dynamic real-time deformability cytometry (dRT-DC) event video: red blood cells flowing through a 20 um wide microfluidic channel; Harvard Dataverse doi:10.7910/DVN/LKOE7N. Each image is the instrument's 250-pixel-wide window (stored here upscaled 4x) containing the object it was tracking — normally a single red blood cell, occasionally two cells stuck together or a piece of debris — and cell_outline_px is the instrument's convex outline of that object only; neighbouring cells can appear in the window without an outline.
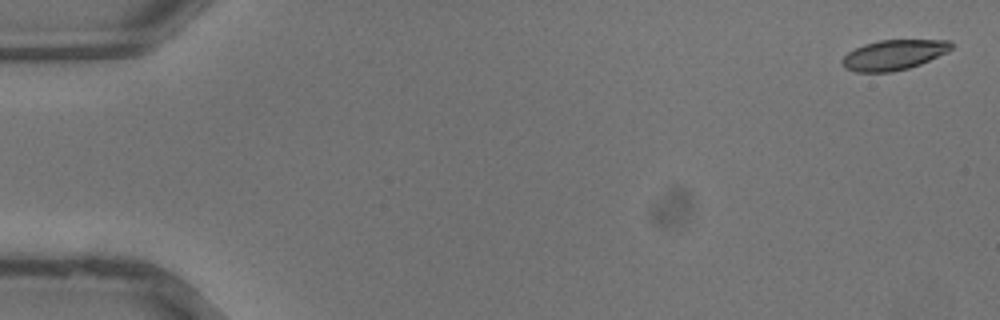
{"species": "common noctule bat (a hibernating species)", "species_latin": "Nyctalus noctula", "temperature_condition": "warm", "stored_images_in_passage": 35, "camera_frame_rate_fps": 3000, "um_per_image_px": 0.085, "animal": {"sex": "male", "body_mass_g": 13.3}, "frame": {"image": 1, "passage_image": 1, "time_ms": 0.0, "image_size_px": [1000, 320], "cell_outline_px": [[952, 48], [948, 52], [920, 64], [908, 68], [892, 72], [856, 72], [844, 68], [840, 64], [840, 60], [848, 52], [864, 44], [880, 40], [952, 40]], "centroid_in_image_um": [75.95, 4.67], "position_along_channel_um": 9.1, "area_um2": 19.25}}
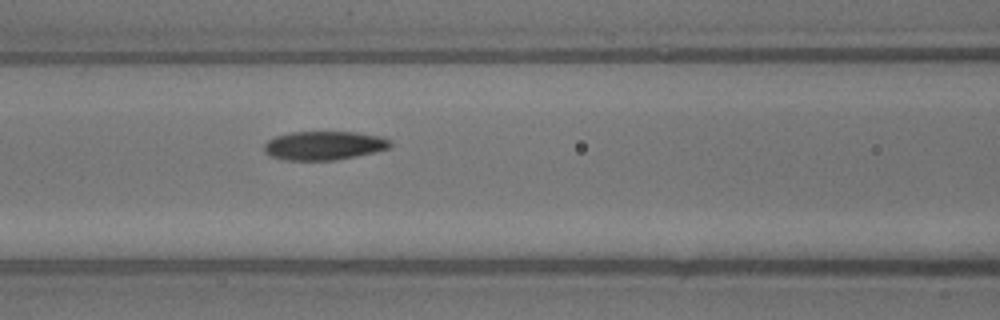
{"frame": {"image": 2, "passage_image": 16, "time_ms": 5.0, "image_size_px": [1000, 320], "cell_outline_px": [[392, 144], [388, 148], [356, 156], [332, 160], [284, 160], [272, 156], [264, 152], [264, 144], [268, 140], [276, 136], [292, 132], [356, 132], [380, 136], [392, 140]], "centroid_in_image_um": [27.53, 12.36], "position_along_channel_um": 139.1, "area_um2": 21.04}}
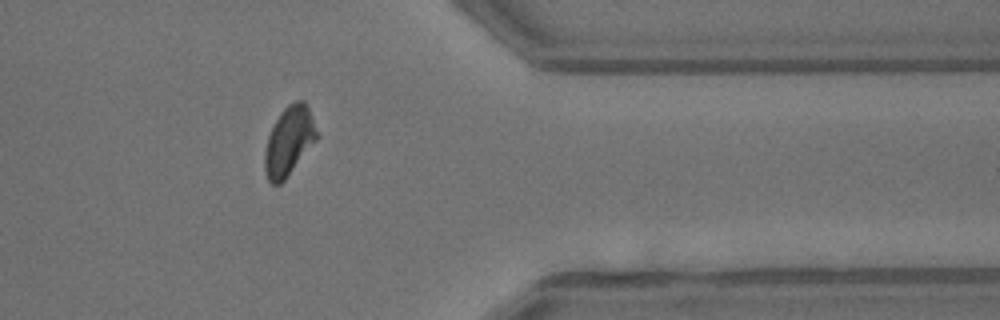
{"frame": {"image": 3, "passage_image": 30, "time_ms": 9.667, "image_size_px": [1000, 320], "cell_outline_px": [[316, 140], [284, 180], [280, 184], [272, 184], [268, 180], [264, 172], [264, 152], [268, 136], [280, 112], [288, 104], [296, 100], [304, 100], [308, 108], [316, 132]], "centroid_in_image_um": [24.52, 12.0], "position_along_channel_um": 386.9, "area_um2": 20.46}}